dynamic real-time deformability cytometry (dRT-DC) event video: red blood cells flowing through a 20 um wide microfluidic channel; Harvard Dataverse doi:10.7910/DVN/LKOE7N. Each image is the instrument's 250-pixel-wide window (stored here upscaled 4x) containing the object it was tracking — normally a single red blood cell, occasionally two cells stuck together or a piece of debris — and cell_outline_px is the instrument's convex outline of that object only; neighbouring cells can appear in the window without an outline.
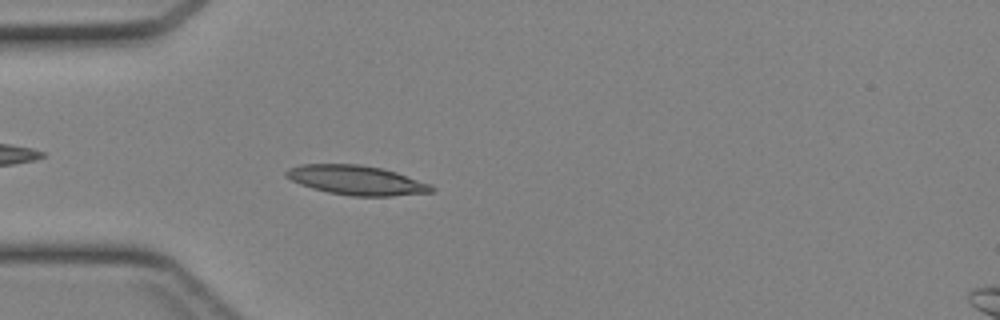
{"species": "Egyptian fruit bat (a non-hibernating species)", "species_latin": "Rousettus aegyptiacus", "temperature_condition": "cold", "stored_images_in_passage": 43, "camera_frame_rate_fps": 3000, "um_per_image_px": 0.085, "animal": {"sex": "female"}, "frame": {"image": 1, "passage_image": 12, "time_ms": 3.667, "image_size_px": [1000, 320], "cell_outline_px": [[436, 188], [432, 192], [392, 196], [352, 196], [328, 192], [312, 188], [300, 184], [284, 176], [284, 172], [288, 168], [300, 164], [360, 164], [384, 168], [432, 184]], "centroid_in_image_um": [30.31, 15.31], "position_along_channel_um": 54.7, "area_um2": 25.14}}
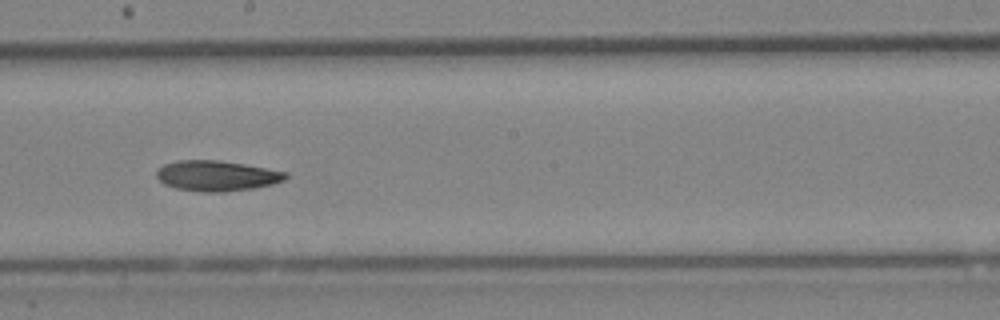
{"frame": {"image": 2, "passage_image": 24, "time_ms": 7.667, "image_size_px": [1000, 320], "cell_outline_px": [[288, 176], [284, 180], [272, 184], [256, 188], [224, 192], [200, 192], [176, 188], [164, 184], [156, 176], [156, 172], [164, 164], [180, 160], [220, 160], [244, 164], [288, 172]], "centroid_in_image_um": [18.44, 14.95], "position_along_channel_um": 229.8, "area_um2": 22.95}}
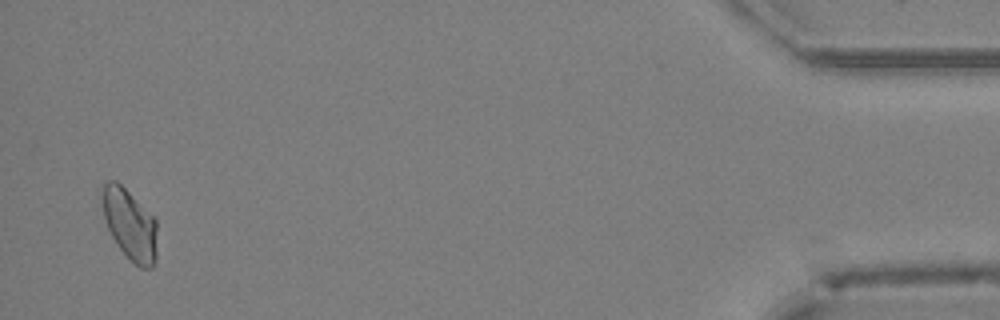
{"frame": {"image": 3, "passage_image": 42, "time_ms": 13.667, "image_size_px": [1000, 320], "cell_outline_px": [[156, 260], [152, 268], [140, 268], [120, 248], [112, 236], [104, 220], [104, 184], [108, 180], [116, 180], [156, 220]], "centroid_in_image_um": [11.06, 19.12], "position_along_channel_um": 424.1, "area_um2": 21.85}}